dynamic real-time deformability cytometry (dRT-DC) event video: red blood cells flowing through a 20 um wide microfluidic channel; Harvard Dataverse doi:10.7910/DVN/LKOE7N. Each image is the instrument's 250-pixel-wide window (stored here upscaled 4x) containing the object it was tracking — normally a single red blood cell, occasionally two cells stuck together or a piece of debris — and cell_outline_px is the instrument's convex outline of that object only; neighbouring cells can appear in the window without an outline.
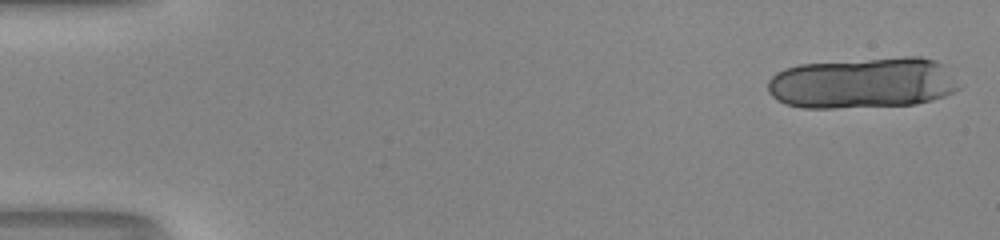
{"species": "human", "species_latin": "Homo sapiens", "temperature_condition": "room temperature", "stored_images_in_passage": 18, "camera_frame_rate_fps": 3000, "um_per_image_px": 0.085, "donor": {"sex": "male"}, "frame": {"image": 1, "passage_image": 1, "time_ms": 0.0, "image_size_px": [1000, 240], "cell_outline_px": [[960, 88], [944, 96], [932, 100], [916, 104], [832, 108], [804, 108], [784, 104], [776, 100], [768, 92], [768, 80], [776, 72], [784, 68], [800, 64], [904, 56], [920, 56], [936, 60], [944, 64]], "centroid_in_image_um": [73.31, 7.04], "position_along_channel_um": 11.7, "area_um2": 57.16}}